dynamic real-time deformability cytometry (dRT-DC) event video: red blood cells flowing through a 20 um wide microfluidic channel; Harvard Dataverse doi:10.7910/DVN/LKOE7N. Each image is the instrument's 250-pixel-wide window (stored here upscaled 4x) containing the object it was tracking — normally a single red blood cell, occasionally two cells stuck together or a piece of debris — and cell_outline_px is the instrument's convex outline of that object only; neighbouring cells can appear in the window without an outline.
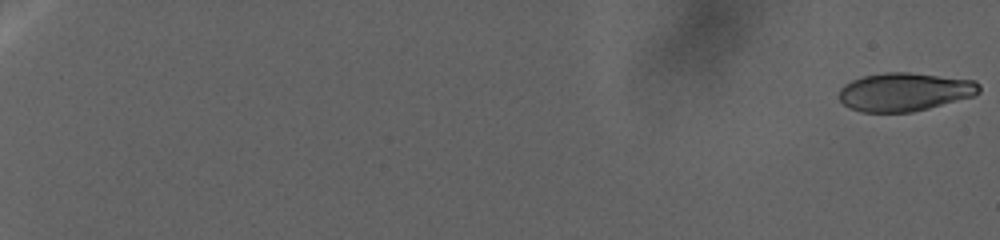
{"species": "human", "species_latin": "Homo sapiens", "temperature_condition": "warm", "stored_images_in_passage": 44, "camera_frame_rate_fps": 3000, "um_per_image_px": 0.085, "donor": {"sex": "female"}, "frame": {"image": 1, "passage_image": 2, "time_ms": 0.333, "image_size_px": [1000, 240], "cell_outline_px": [[980, 92], [972, 96], [928, 108], [912, 112], [860, 112], [844, 104], [840, 100], [840, 88], [844, 84], [852, 80], [864, 76], [884, 72], [908, 72], [976, 80], [980, 84]], "centroid_in_image_um": [76.89, 7.8], "position_along_channel_um": 8.1, "area_um2": 31.21}}
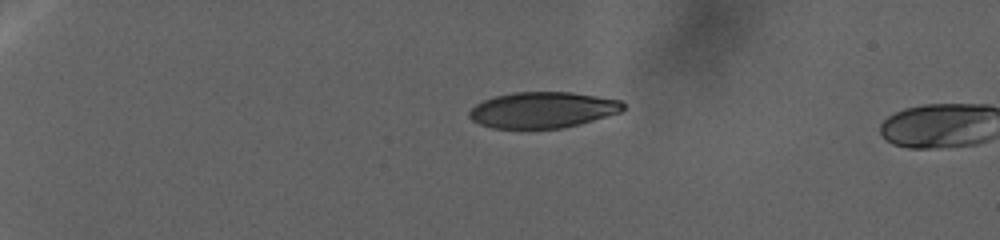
{"frame": {"image": 2, "passage_image": 41, "time_ms": 16.333, "image_size_px": [1000, 240], "cell_outline_px": [[624, 108], [620, 112], [580, 124], [564, 128], [492, 128], [480, 124], [472, 120], [468, 116], [468, 112], [476, 104], [484, 100], [496, 96], [512, 92], [568, 92], [596, 96], [620, 100], [624, 104]], "centroid_in_image_um": [46.11, 9.34], "position_along_channel_um": 38.9, "area_um2": 32.14}}